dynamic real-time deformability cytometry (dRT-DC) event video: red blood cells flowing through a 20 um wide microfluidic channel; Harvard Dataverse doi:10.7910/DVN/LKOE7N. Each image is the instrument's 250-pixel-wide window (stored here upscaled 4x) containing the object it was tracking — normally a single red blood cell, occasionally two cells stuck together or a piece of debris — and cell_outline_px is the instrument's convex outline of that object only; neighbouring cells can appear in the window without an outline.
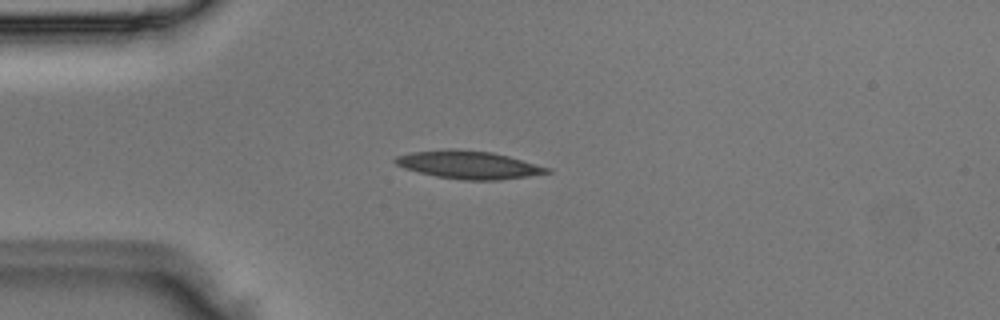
{"species": "Egyptian fruit bat (a non-hibernating species)", "species_latin": "Rousettus aegyptiacus", "temperature_condition": "room temperature", "stored_images_in_passage": 4, "camera_frame_rate_fps": 3000, "um_per_image_px": 0.085, "animal": {"sex": "male"}, "frame": {"image": 1, "passage_image": 3, "time_ms": 0.667, "image_size_px": [1000, 320], "cell_outline_px": [[552, 172], [528, 176], [500, 180], [464, 180], [436, 176], [404, 168], [396, 164], [392, 160], [396, 156], [412, 152], [448, 148], [452, 148], [492, 152], [508, 156], [552, 168]], "centroid_in_image_um": [39.84, 14.0], "position_along_channel_um": 45.2, "area_um2": 24.74}}